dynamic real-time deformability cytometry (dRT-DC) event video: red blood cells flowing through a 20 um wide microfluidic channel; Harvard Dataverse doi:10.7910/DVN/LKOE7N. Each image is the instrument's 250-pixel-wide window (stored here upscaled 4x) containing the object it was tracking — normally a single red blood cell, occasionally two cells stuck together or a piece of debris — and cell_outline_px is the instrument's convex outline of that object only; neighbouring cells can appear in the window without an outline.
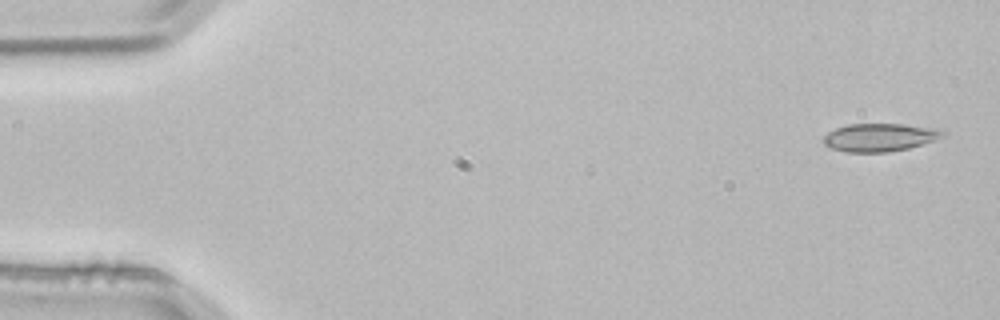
{"species": "common noctule bat (a hibernating species)", "species_latin": "Nyctalus noctula", "temperature_condition": "room temperature", "stored_images_in_passage": 3, "camera_frame_rate_fps": 3000, "um_per_image_px": 0.085, "animal": {"sex": "male", "body_mass_g": 21.5, "forearm_length_mm": 52.0}, "frame": {"image": 1, "passage_image": 1, "time_ms": 0.0, "image_size_px": [1000, 320], "cell_outline_px": [[948, 132], [944, 136], [908, 148], [888, 152], [848, 152], [832, 148], [824, 144], [820, 140], [828, 132], [836, 128], [848, 124], [904, 124], [936, 128]], "centroid_in_image_um": [74.75, 11.67], "position_along_channel_um": 10.3, "area_um2": 19.42}}
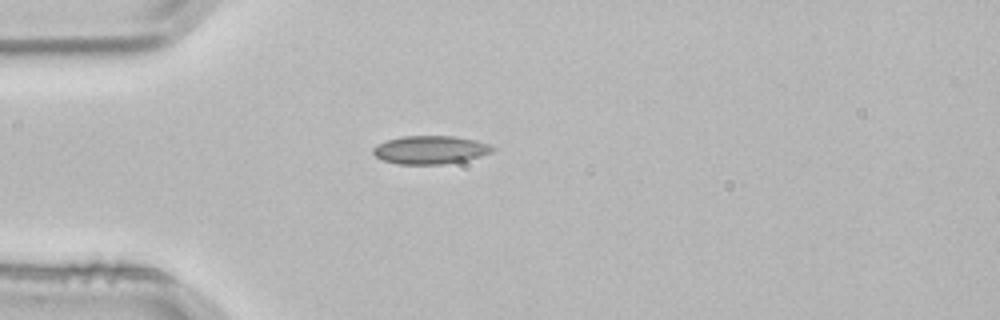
{"frame": {"image": 2, "passage_image": 3, "time_ms": 0.667, "image_size_px": [1000, 320], "cell_outline_px": [[496, 148], [492, 152], [468, 160], [440, 164], [396, 164], [384, 160], [376, 156], [372, 152], [372, 148], [388, 140], [404, 136], [452, 136], [476, 140], [488, 144]], "centroid_in_image_um": [36.6, 12.74], "position_along_channel_um": 48.4, "area_um2": 19.48}}